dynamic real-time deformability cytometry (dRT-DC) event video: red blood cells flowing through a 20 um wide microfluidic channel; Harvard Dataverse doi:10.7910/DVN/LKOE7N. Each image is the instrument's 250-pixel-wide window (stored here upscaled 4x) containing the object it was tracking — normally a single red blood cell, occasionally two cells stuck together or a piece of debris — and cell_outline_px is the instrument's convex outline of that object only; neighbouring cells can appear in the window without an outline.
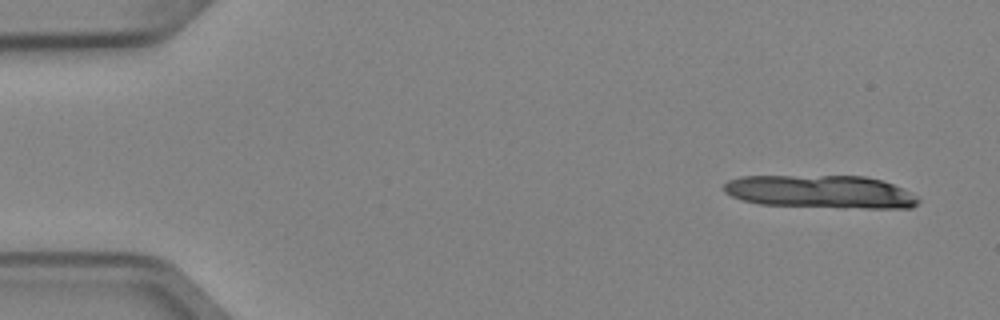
{"species": "Egyptian fruit bat (a non-hibernating species)", "species_latin": "Rousettus aegyptiacus", "temperature_condition": "cold", "stored_images_in_passage": 4, "camera_frame_rate_fps": 3000, "um_per_image_px": 0.085, "animal": {"sex": "female"}, "frame": {"image": 1, "passage_image": 1, "time_ms": 0.0, "image_size_px": [1000, 320], "cell_outline_px": [[920, 200], [912, 208], [840, 208], [760, 204], [744, 200], [732, 196], [724, 192], [724, 184], [728, 180], [740, 176], [864, 176], [884, 180], [904, 188], [916, 196]], "centroid_in_image_um": [69.79, 16.3], "position_along_channel_um": 15.2, "area_um2": 37.74}}
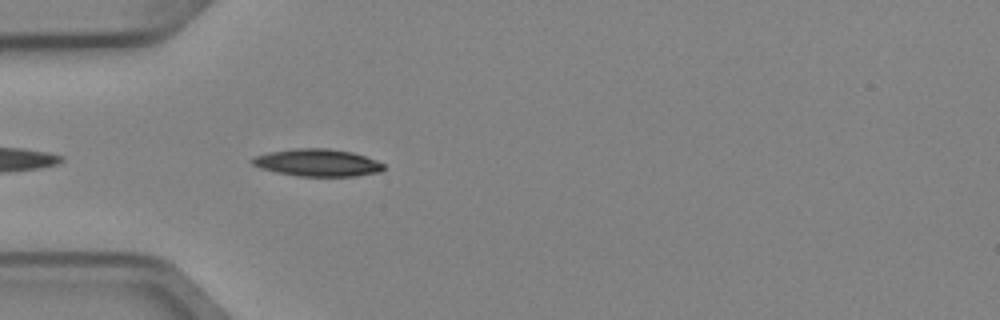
{"frame": {"image": 2, "passage_image": 4, "time_ms": 1.0, "image_size_px": [1000, 320], "cell_outline_px": [[384, 168], [380, 172], [356, 176], [296, 176], [276, 172], [260, 168], [252, 164], [248, 160], [256, 156], [268, 152], [296, 148], [328, 148], [352, 152], [376, 160], [384, 164]], "centroid_in_image_um": [26.96, 13.83], "position_along_channel_um": 58.0, "area_um2": 20.98}}